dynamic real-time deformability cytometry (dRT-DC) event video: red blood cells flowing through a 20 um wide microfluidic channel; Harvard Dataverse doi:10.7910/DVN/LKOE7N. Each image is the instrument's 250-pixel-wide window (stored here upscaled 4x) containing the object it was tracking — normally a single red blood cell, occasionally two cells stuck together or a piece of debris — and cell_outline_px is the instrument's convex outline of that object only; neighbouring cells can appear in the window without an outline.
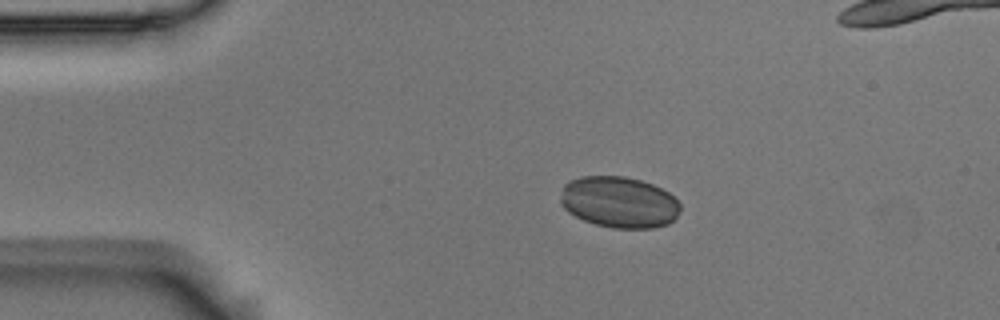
{"species": "Egyptian fruit bat (a non-hibernating species)", "species_latin": "Rousettus aegyptiacus", "temperature_condition": "room temperature", "stored_images_in_passage": 47, "camera_frame_rate_fps": 3000, "um_per_image_px": 0.085, "animal": {"sex": "male"}, "frame": {"image": 1, "passage_image": 1, "time_ms": 0.0, "image_size_px": [1000, 320], "cell_outline_px": [[680, 212], [668, 224], [652, 228], [612, 228], [596, 224], [584, 220], [568, 212], [560, 204], [560, 200], [564, 184], [580, 176], [624, 176], [640, 180], [652, 184], [668, 192], [680, 204]], "centroid_in_image_um": [52.61, 17.18], "position_along_channel_um": 32.4, "area_um2": 35.72}}
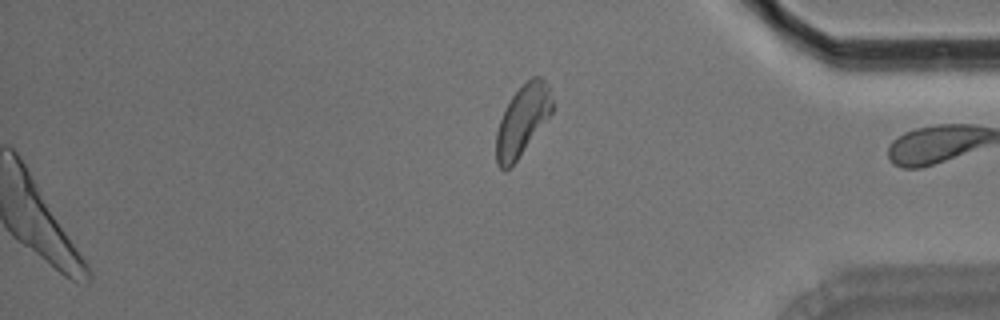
{"frame": {"image": 2, "passage_image": 47, "time_ms": 15.333, "image_size_px": [1000, 320], "cell_outline_px": [[552, 112], [516, 160], [504, 172], [496, 164], [496, 132], [504, 108], [512, 96], [532, 76], [544, 76], [548, 84], [552, 100]], "centroid_in_image_um": [44.39, 10.21], "position_along_channel_um": 390.8, "area_um2": 22.66}}